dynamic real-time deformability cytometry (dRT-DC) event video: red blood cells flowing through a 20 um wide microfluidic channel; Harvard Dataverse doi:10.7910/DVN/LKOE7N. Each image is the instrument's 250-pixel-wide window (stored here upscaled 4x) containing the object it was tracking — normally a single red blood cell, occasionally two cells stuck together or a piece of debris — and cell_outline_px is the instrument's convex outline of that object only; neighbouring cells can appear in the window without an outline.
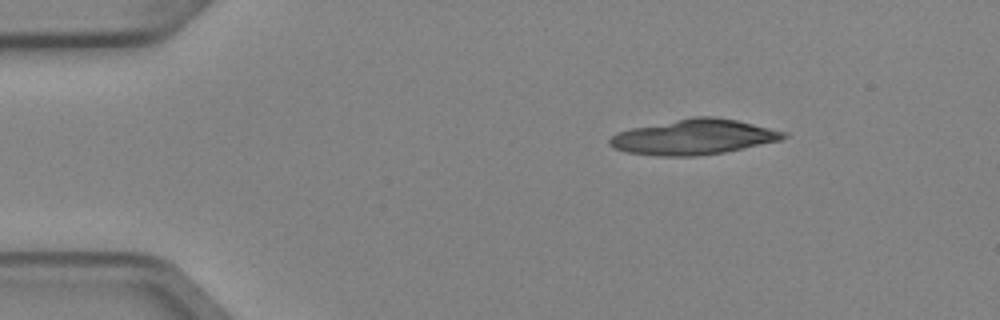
{"species": "Egyptian fruit bat (a non-hibernating species)", "species_latin": "Rousettus aegyptiacus", "temperature_condition": "cold", "stored_images_in_passage": 3, "camera_frame_rate_fps": 3000, "um_per_image_px": 0.085, "animal": {"sex": "female"}, "frame": {"image": 1, "passage_image": 1, "time_ms": 0.0, "image_size_px": [1000, 320], "cell_outline_px": [[788, 136], [780, 140], [744, 148], [724, 152], [696, 156], [656, 156], [624, 152], [612, 148], [608, 144], [608, 140], [616, 132], [632, 128], [692, 116], [712, 116], [736, 120], [788, 132]], "centroid_in_image_um": [58.93, 11.65], "position_along_channel_um": 26.1, "area_um2": 35.84}}